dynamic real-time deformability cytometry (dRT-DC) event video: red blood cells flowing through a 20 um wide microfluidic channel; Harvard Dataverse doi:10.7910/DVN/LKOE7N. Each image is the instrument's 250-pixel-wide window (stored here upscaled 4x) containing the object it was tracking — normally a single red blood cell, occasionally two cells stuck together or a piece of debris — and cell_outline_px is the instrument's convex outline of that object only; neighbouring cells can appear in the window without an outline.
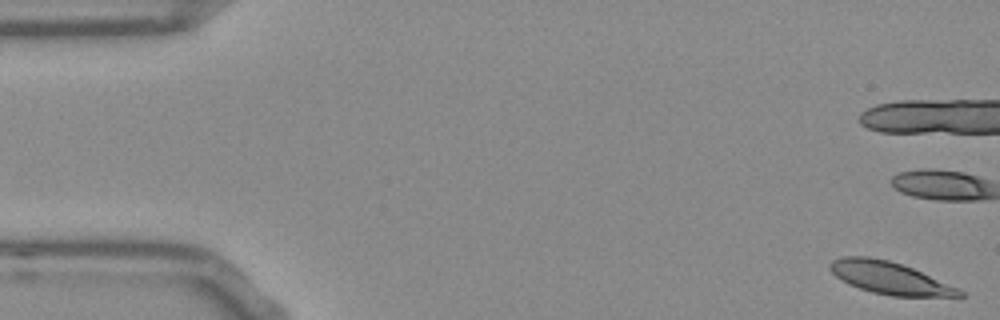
{"species": "Egyptian fruit bat (a non-hibernating species)", "species_latin": "Rousettus aegyptiacus", "temperature_condition": "room temperature", "stored_images_in_passage": 16, "camera_frame_rate_fps": 3000, "um_per_image_px": 0.085, "frame": {"image": 1, "passage_image": 1, "time_ms": 0.0, "image_size_px": [1000, 320], "cell_outline_px": [[964, 296], [960, 300], [892, 296], [872, 292], [848, 284], [836, 276], [828, 268], [828, 264], [832, 260], [844, 256], [868, 256], [888, 260], [912, 268], [960, 288], [964, 292]], "centroid_in_image_um": [75.78, 23.68], "position_along_channel_um": 9.2, "area_um2": 25.26}}